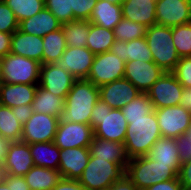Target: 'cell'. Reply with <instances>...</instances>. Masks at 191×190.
<instances>
[{
  "instance_id": "1",
  "label": "cell",
  "mask_w": 191,
  "mask_h": 190,
  "mask_svg": "<svg viewBox=\"0 0 191 190\" xmlns=\"http://www.w3.org/2000/svg\"><path fill=\"white\" fill-rule=\"evenodd\" d=\"M99 97V88L87 79H77L65 98L62 121L90 124L92 109Z\"/></svg>"
},
{
  "instance_id": "2",
  "label": "cell",
  "mask_w": 191,
  "mask_h": 190,
  "mask_svg": "<svg viewBox=\"0 0 191 190\" xmlns=\"http://www.w3.org/2000/svg\"><path fill=\"white\" fill-rule=\"evenodd\" d=\"M125 136V151L129 159L146 156L161 137L155 110L144 118L129 119Z\"/></svg>"
},
{
  "instance_id": "3",
  "label": "cell",
  "mask_w": 191,
  "mask_h": 190,
  "mask_svg": "<svg viewBox=\"0 0 191 190\" xmlns=\"http://www.w3.org/2000/svg\"><path fill=\"white\" fill-rule=\"evenodd\" d=\"M90 125L94 129V137L114 142L125 141L128 123L121 109H112L101 99L92 109Z\"/></svg>"
},
{
  "instance_id": "4",
  "label": "cell",
  "mask_w": 191,
  "mask_h": 190,
  "mask_svg": "<svg viewBox=\"0 0 191 190\" xmlns=\"http://www.w3.org/2000/svg\"><path fill=\"white\" fill-rule=\"evenodd\" d=\"M145 40L153 62L164 72H172L180 59L172 39V27L158 24L149 26Z\"/></svg>"
},
{
  "instance_id": "5",
  "label": "cell",
  "mask_w": 191,
  "mask_h": 190,
  "mask_svg": "<svg viewBox=\"0 0 191 190\" xmlns=\"http://www.w3.org/2000/svg\"><path fill=\"white\" fill-rule=\"evenodd\" d=\"M125 174L140 190H146L156 183L178 178V175L168 165L158 164L148 155L129 159Z\"/></svg>"
},
{
  "instance_id": "6",
  "label": "cell",
  "mask_w": 191,
  "mask_h": 190,
  "mask_svg": "<svg viewBox=\"0 0 191 190\" xmlns=\"http://www.w3.org/2000/svg\"><path fill=\"white\" fill-rule=\"evenodd\" d=\"M41 63L9 53L0 59V82L9 84H39Z\"/></svg>"
},
{
  "instance_id": "7",
  "label": "cell",
  "mask_w": 191,
  "mask_h": 190,
  "mask_svg": "<svg viewBox=\"0 0 191 190\" xmlns=\"http://www.w3.org/2000/svg\"><path fill=\"white\" fill-rule=\"evenodd\" d=\"M125 174L117 163L91 157L78 181L87 190H108V188Z\"/></svg>"
},
{
  "instance_id": "8",
  "label": "cell",
  "mask_w": 191,
  "mask_h": 190,
  "mask_svg": "<svg viewBox=\"0 0 191 190\" xmlns=\"http://www.w3.org/2000/svg\"><path fill=\"white\" fill-rule=\"evenodd\" d=\"M125 63L110 51L96 54L87 80L100 87L115 80L122 79L125 73Z\"/></svg>"
},
{
  "instance_id": "9",
  "label": "cell",
  "mask_w": 191,
  "mask_h": 190,
  "mask_svg": "<svg viewBox=\"0 0 191 190\" xmlns=\"http://www.w3.org/2000/svg\"><path fill=\"white\" fill-rule=\"evenodd\" d=\"M161 136L176 139L191 126V113L183 105L154 109Z\"/></svg>"
},
{
  "instance_id": "10",
  "label": "cell",
  "mask_w": 191,
  "mask_h": 190,
  "mask_svg": "<svg viewBox=\"0 0 191 190\" xmlns=\"http://www.w3.org/2000/svg\"><path fill=\"white\" fill-rule=\"evenodd\" d=\"M93 138L94 129L90 124L62 121L60 119L53 143L61 150L89 147Z\"/></svg>"
},
{
  "instance_id": "11",
  "label": "cell",
  "mask_w": 191,
  "mask_h": 190,
  "mask_svg": "<svg viewBox=\"0 0 191 190\" xmlns=\"http://www.w3.org/2000/svg\"><path fill=\"white\" fill-rule=\"evenodd\" d=\"M183 89L172 72H164L146 93L154 109H158L180 105Z\"/></svg>"
},
{
  "instance_id": "12",
  "label": "cell",
  "mask_w": 191,
  "mask_h": 190,
  "mask_svg": "<svg viewBox=\"0 0 191 190\" xmlns=\"http://www.w3.org/2000/svg\"><path fill=\"white\" fill-rule=\"evenodd\" d=\"M59 121V117L33 112L32 116L22 126L21 141L28 144L52 142Z\"/></svg>"
},
{
  "instance_id": "13",
  "label": "cell",
  "mask_w": 191,
  "mask_h": 190,
  "mask_svg": "<svg viewBox=\"0 0 191 190\" xmlns=\"http://www.w3.org/2000/svg\"><path fill=\"white\" fill-rule=\"evenodd\" d=\"M156 24L174 27L191 22V0H156Z\"/></svg>"
},
{
  "instance_id": "14",
  "label": "cell",
  "mask_w": 191,
  "mask_h": 190,
  "mask_svg": "<svg viewBox=\"0 0 191 190\" xmlns=\"http://www.w3.org/2000/svg\"><path fill=\"white\" fill-rule=\"evenodd\" d=\"M76 80L57 63H49L41 65L38 85L59 97L66 98Z\"/></svg>"
},
{
  "instance_id": "15",
  "label": "cell",
  "mask_w": 191,
  "mask_h": 190,
  "mask_svg": "<svg viewBox=\"0 0 191 190\" xmlns=\"http://www.w3.org/2000/svg\"><path fill=\"white\" fill-rule=\"evenodd\" d=\"M164 74L153 61L133 60L125 63V79L129 80L140 92L146 93Z\"/></svg>"
},
{
  "instance_id": "16",
  "label": "cell",
  "mask_w": 191,
  "mask_h": 190,
  "mask_svg": "<svg viewBox=\"0 0 191 190\" xmlns=\"http://www.w3.org/2000/svg\"><path fill=\"white\" fill-rule=\"evenodd\" d=\"M34 166L30 144L23 141L10 142L5 161L0 166L1 174L25 176Z\"/></svg>"
},
{
  "instance_id": "17",
  "label": "cell",
  "mask_w": 191,
  "mask_h": 190,
  "mask_svg": "<svg viewBox=\"0 0 191 190\" xmlns=\"http://www.w3.org/2000/svg\"><path fill=\"white\" fill-rule=\"evenodd\" d=\"M98 88L100 99L112 109H121L142 93L125 78L104 84Z\"/></svg>"
},
{
  "instance_id": "18",
  "label": "cell",
  "mask_w": 191,
  "mask_h": 190,
  "mask_svg": "<svg viewBox=\"0 0 191 190\" xmlns=\"http://www.w3.org/2000/svg\"><path fill=\"white\" fill-rule=\"evenodd\" d=\"M94 56L87 47H66L62 57L56 63L76 79H87Z\"/></svg>"
},
{
  "instance_id": "19",
  "label": "cell",
  "mask_w": 191,
  "mask_h": 190,
  "mask_svg": "<svg viewBox=\"0 0 191 190\" xmlns=\"http://www.w3.org/2000/svg\"><path fill=\"white\" fill-rule=\"evenodd\" d=\"M90 159L89 147L60 149L58 171L65 179L78 180Z\"/></svg>"
},
{
  "instance_id": "20",
  "label": "cell",
  "mask_w": 191,
  "mask_h": 190,
  "mask_svg": "<svg viewBox=\"0 0 191 190\" xmlns=\"http://www.w3.org/2000/svg\"><path fill=\"white\" fill-rule=\"evenodd\" d=\"M89 150L91 157L117 163L126 170L129 158L126 154L124 143L94 137Z\"/></svg>"
},
{
  "instance_id": "21",
  "label": "cell",
  "mask_w": 191,
  "mask_h": 190,
  "mask_svg": "<svg viewBox=\"0 0 191 190\" xmlns=\"http://www.w3.org/2000/svg\"><path fill=\"white\" fill-rule=\"evenodd\" d=\"M10 53L33 59L43 65V38L16 30L11 37Z\"/></svg>"
},
{
  "instance_id": "22",
  "label": "cell",
  "mask_w": 191,
  "mask_h": 190,
  "mask_svg": "<svg viewBox=\"0 0 191 190\" xmlns=\"http://www.w3.org/2000/svg\"><path fill=\"white\" fill-rule=\"evenodd\" d=\"M122 15L147 27L156 24V0H123Z\"/></svg>"
},
{
  "instance_id": "23",
  "label": "cell",
  "mask_w": 191,
  "mask_h": 190,
  "mask_svg": "<svg viewBox=\"0 0 191 190\" xmlns=\"http://www.w3.org/2000/svg\"><path fill=\"white\" fill-rule=\"evenodd\" d=\"M38 84H9L0 82V104L14 108L31 105Z\"/></svg>"
},
{
  "instance_id": "24",
  "label": "cell",
  "mask_w": 191,
  "mask_h": 190,
  "mask_svg": "<svg viewBox=\"0 0 191 190\" xmlns=\"http://www.w3.org/2000/svg\"><path fill=\"white\" fill-rule=\"evenodd\" d=\"M62 23L46 8L18 24V30L27 34L44 37L61 28Z\"/></svg>"
},
{
  "instance_id": "25",
  "label": "cell",
  "mask_w": 191,
  "mask_h": 190,
  "mask_svg": "<svg viewBox=\"0 0 191 190\" xmlns=\"http://www.w3.org/2000/svg\"><path fill=\"white\" fill-rule=\"evenodd\" d=\"M176 139L161 136L152 146L148 156L158 164L168 165L177 175L181 166Z\"/></svg>"
},
{
  "instance_id": "26",
  "label": "cell",
  "mask_w": 191,
  "mask_h": 190,
  "mask_svg": "<svg viewBox=\"0 0 191 190\" xmlns=\"http://www.w3.org/2000/svg\"><path fill=\"white\" fill-rule=\"evenodd\" d=\"M110 52L118 56L124 62L140 60V61H153L152 53L145 40V37L134 39L131 41L115 40Z\"/></svg>"
},
{
  "instance_id": "27",
  "label": "cell",
  "mask_w": 191,
  "mask_h": 190,
  "mask_svg": "<svg viewBox=\"0 0 191 190\" xmlns=\"http://www.w3.org/2000/svg\"><path fill=\"white\" fill-rule=\"evenodd\" d=\"M122 18L121 4L97 0L89 21L97 26L113 30Z\"/></svg>"
},
{
  "instance_id": "28",
  "label": "cell",
  "mask_w": 191,
  "mask_h": 190,
  "mask_svg": "<svg viewBox=\"0 0 191 190\" xmlns=\"http://www.w3.org/2000/svg\"><path fill=\"white\" fill-rule=\"evenodd\" d=\"M31 106L35 113L61 118L65 107V98L59 97L38 85Z\"/></svg>"
},
{
  "instance_id": "29",
  "label": "cell",
  "mask_w": 191,
  "mask_h": 190,
  "mask_svg": "<svg viewBox=\"0 0 191 190\" xmlns=\"http://www.w3.org/2000/svg\"><path fill=\"white\" fill-rule=\"evenodd\" d=\"M23 177L30 190H51L63 178L58 170L36 165Z\"/></svg>"
},
{
  "instance_id": "30",
  "label": "cell",
  "mask_w": 191,
  "mask_h": 190,
  "mask_svg": "<svg viewBox=\"0 0 191 190\" xmlns=\"http://www.w3.org/2000/svg\"><path fill=\"white\" fill-rule=\"evenodd\" d=\"M30 153L34 165L58 170L60 148L53 141L30 144Z\"/></svg>"
},
{
  "instance_id": "31",
  "label": "cell",
  "mask_w": 191,
  "mask_h": 190,
  "mask_svg": "<svg viewBox=\"0 0 191 190\" xmlns=\"http://www.w3.org/2000/svg\"><path fill=\"white\" fill-rule=\"evenodd\" d=\"M114 42L115 36L113 30L97 26L90 22V32L86 47L94 55L110 51Z\"/></svg>"
},
{
  "instance_id": "32",
  "label": "cell",
  "mask_w": 191,
  "mask_h": 190,
  "mask_svg": "<svg viewBox=\"0 0 191 190\" xmlns=\"http://www.w3.org/2000/svg\"><path fill=\"white\" fill-rule=\"evenodd\" d=\"M43 38V64L56 63L66 50L62 28L46 34Z\"/></svg>"
},
{
  "instance_id": "33",
  "label": "cell",
  "mask_w": 191,
  "mask_h": 190,
  "mask_svg": "<svg viewBox=\"0 0 191 190\" xmlns=\"http://www.w3.org/2000/svg\"><path fill=\"white\" fill-rule=\"evenodd\" d=\"M61 28L64 32L66 47H86L90 21L75 20L63 23Z\"/></svg>"
},
{
  "instance_id": "34",
  "label": "cell",
  "mask_w": 191,
  "mask_h": 190,
  "mask_svg": "<svg viewBox=\"0 0 191 190\" xmlns=\"http://www.w3.org/2000/svg\"><path fill=\"white\" fill-rule=\"evenodd\" d=\"M22 126L12 108L0 104V135L10 142L21 141Z\"/></svg>"
},
{
  "instance_id": "35",
  "label": "cell",
  "mask_w": 191,
  "mask_h": 190,
  "mask_svg": "<svg viewBox=\"0 0 191 190\" xmlns=\"http://www.w3.org/2000/svg\"><path fill=\"white\" fill-rule=\"evenodd\" d=\"M12 10L17 22L34 16L45 8V0H3Z\"/></svg>"
},
{
  "instance_id": "36",
  "label": "cell",
  "mask_w": 191,
  "mask_h": 190,
  "mask_svg": "<svg viewBox=\"0 0 191 190\" xmlns=\"http://www.w3.org/2000/svg\"><path fill=\"white\" fill-rule=\"evenodd\" d=\"M121 111L128 121L129 119L144 118V116L154 111L153 103L147 93H140L139 96L131 100Z\"/></svg>"
},
{
  "instance_id": "37",
  "label": "cell",
  "mask_w": 191,
  "mask_h": 190,
  "mask_svg": "<svg viewBox=\"0 0 191 190\" xmlns=\"http://www.w3.org/2000/svg\"><path fill=\"white\" fill-rule=\"evenodd\" d=\"M147 26L122 18L114 27L113 33L115 40L131 41L134 39L143 38L147 32Z\"/></svg>"
},
{
  "instance_id": "38",
  "label": "cell",
  "mask_w": 191,
  "mask_h": 190,
  "mask_svg": "<svg viewBox=\"0 0 191 190\" xmlns=\"http://www.w3.org/2000/svg\"><path fill=\"white\" fill-rule=\"evenodd\" d=\"M172 39L180 58L191 56V22L172 27Z\"/></svg>"
},
{
  "instance_id": "39",
  "label": "cell",
  "mask_w": 191,
  "mask_h": 190,
  "mask_svg": "<svg viewBox=\"0 0 191 190\" xmlns=\"http://www.w3.org/2000/svg\"><path fill=\"white\" fill-rule=\"evenodd\" d=\"M45 8L62 24L74 21V0H45Z\"/></svg>"
},
{
  "instance_id": "40",
  "label": "cell",
  "mask_w": 191,
  "mask_h": 190,
  "mask_svg": "<svg viewBox=\"0 0 191 190\" xmlns=\"http://www.w3.org/2000/svg\"><path fill=\"white\" fill-rule=\"evenodd\" d=\"M172 73L184 88L191 89V56L181 57Z\"/></svg>"
},
{
  "instance_id": "41",
  "label": "cell",
  "mask_w": 191,
  "mask_h": 190,
  "mask_svg": "<svg viewBox=\"0 0 191 190\" xmlns=\"http://www.w3.org/2000/svg\"><path fill=\"white\" fill-rule=\"evenodd\" d=\"M18 24L12 10L0 0V32L13 34L18 30Z\"/></svg>"
},
{
  "instance_id": "42",
  "label": "cell",
  "mask_w": 191,
  "mask_h": 190,
  "mask_svg": "<svg viewBox=\"0 0 191 190\" xmlns=\"http://www.w3.org/2000/svg\"><path fill=\"white\" fill-rule=\"evenodd\" d=\"M97 0H74V21H89Z\"/></svg>"
},
{
  "instance_id": "43",
  "label": "cell",
  "mask_w": 191,
  "mask_h": 190,
  "mask_svg": "<svg viewBox=\"0 0 191 190\" xmlns=\"http://www.w3.org/2000/svg\"><path fill=\"white\" fill-rule=\"evenodd\" d=\"M177 149L181 164L191 160V139L187 138L186 134H182L176 138Z\"/></svg>"
},
{
  "instance_id": "44",
  "label": "cell",
  "mask_w": 191,
  "mask_h": 190,
  "mask_svg": "<svg viewBox=\"0 0 191 190\" xmlns=\"http://www.w3.org/2000/svg\"><path fill=\"white\" fill-rule=\"evenodd\" d=\"M0 179L5 184H11V190H30L23 176L1 174Z\"/></svg>"
},
{
  "instance_id": "45",
  "label": "cell",
  "mask_w": 191,
  "mask_h": 190,
  "mask_svg": "<svg viewBox=\"0 0 191 190\" xmlns=\"http://www.w3.org/2000/svg\"><path fill=\"white\" fill-rule=\"evenodd\" d=\"M146 190H183V187L179 179L175 178L168 181L156 183L152 186H149Z\"/></svg>"
},
{
  "instance_id": "46",
  "label": "cell",
  "mask_w": 191,
  "mask_h": 190,
  "mask_svg": "<svg viewBox=\"0 0 191 190\" xmlns=\"http://www.w3.org/2000/svg\"><path fill=\"white\" fill-rule=\"evenodd\" d=\"M178 179L182 187H191V160L181 164Z\"/></svg>"
},
{
  "instance_id": "47",
  "label": "cell",
  "mask_w": 191,
  "mask_h": 190,
  "mask_svg": "<svg viewBox=\"0 0 191 190\" xmlns=\"http://www.w3.org/2000/svg\"><path fill=\"white\" fill-rule=\"evenodd\" d=\"M51 190H87L78 180L65 179L56 184Z\"/></svg>"
},
{
  "instance_id": "48",
  "label": "cell",
  "mask_w": 191,
  "mask_h": 190,
  "mask_svg": "<svg viewBox=\"0 0 191 190\" xmlns=\"http://www.w3.org/2000/svg\"><path fill=\"white\" fill-rule=\"evenodd\" d=\"M12 112L17 116V120L24 125L32 116L33 109L31 105H20L12 108Z\"/></svg>"
},
{
  "instance_id": "49",
  "label": "cell",
  "mask_w": 191,
  "mask_h": 190,
  "mask_svg": "<svg viewBox=\"0 0 191 190\" xmlns=\"http://www.w3.org/2000/svg\"><path fill=\"white\" fill-rule=\"evenodd\" d=\"M108 190H140L137 186L124 174L119 180L115 181Z\"/></svg>"
},
{
  "instance_id": "50",
  "label": "cell",
  "mask_w": 191,
  "mask_h": 190,
  "mask_svg": "<svg viewBox=\"0 0 191 190\" xmlns=\"http://www.w3.org/2000/svg\"><path fill=\"white\" fill-rule=\"evenodd\" d=\"M12 34L0 32V59L10 53Z\"/></svg>"
},
{
  "instance_id": "51",
  "label": "cell",
  "mask_w": 191,
  "mask_h": 190,
  "mask_svg": "<svg viewBox=\"0 0 191 190\" xmlns=\"http://www.w3.org/2000/svg\"><path fill=\"white\" fill-rule=\"evenodd\" d=\"M180 105H183L191 113V89H183Z\"/></svg>"
},
{
  "instance_id": "52",
  "label": "cell",
  "mask_w": 191,
  "mask_h": 190,
  "mask_svg": "<svg viewBox=\"0 0 191 190\" xmlns=\"http://www.w3.org/2000/svg\"><path fill=\"white\" fill-rule=\"evenodd\" d=\"M9 144H10V141L4 139L0 135V166L5 161Z\"/></svg>"
},
{
  "instance_id": "53",
  "label": "cell",
  "mask_w": 191,
  "mask_h": 190,
  "mask_svg": "<svg viewBox=\"0 0 191 190\" xmlns=\"http://www.w3.org/2000/svg\"><path fill=\"white\" fill-rule=\"evenodd\" d=\"M0 190H11V184H5V183L0 179Z\"/></svg>"
},
{
  "instance_id": "54",
  "label": "cell",
  "mask_w": 191,
  "mask_h": 190,
  "mask_svg": "<svg viewBox=\"0 0 191 190\" xmlns=\"http://www.w3.org/2000/svg\"><path fill=\"white\" fill-rule=\"evenodd\" d=\"M105 1H109L110 3L113 4H122L123 0H105Z\"/></svg>"
},
{
  "instance_id": "55",
  "label": "cell",
  "mask_w": 191,
  "mask_h": 190,
  "mask_svg": "<svg viewBox=\"0 0 191 190\" xmlns=\"http://www.w3.org/2000/svg\"><path fill=\"white\" fill-rule=\"evenodd\" d=\"M186 135L188 139H191V126L190 129L187 131Z\"/></svg>"
},
{
  "instance_id": "56",
  "label": "cell",
  "mask_w": 191,
  "mask_h": 190,
  "mask_svg": "<svg viewBox=\"0 0 191 190\" xmlns=\"http://www.w3.org/2000/svg\"><path fill=\"white\" fill-rule=\"evenodd\" d=\"M183 190H191V187H184Z\"/></svg>"
}]
</instances>
